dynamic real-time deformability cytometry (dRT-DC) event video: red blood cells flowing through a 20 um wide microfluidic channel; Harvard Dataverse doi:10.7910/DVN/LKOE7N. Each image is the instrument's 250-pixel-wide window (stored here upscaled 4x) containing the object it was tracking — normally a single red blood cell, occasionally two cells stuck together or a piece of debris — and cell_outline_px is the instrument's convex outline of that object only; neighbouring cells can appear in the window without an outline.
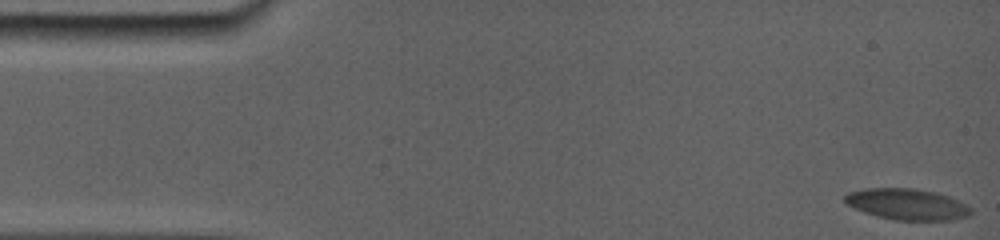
{"species": "common noctule bat (a hibernating species)", "species_latin": "Nyctalus noctula", "temperature_condition": "room temperature", "stored_images_in_passage": 31, "camera_frame_rate_fps": 5000, "um_per_image_px": 0.085, "animal": {"sex": "female", "body_mass_g": 19.0, "forearm_length_mm": 56.7}, "frame": {"image": 1, "passage_image": 1, "time_ms": 0.0, "image_size_px": [1000, 240], "cell_outline_px": [[972, 212], [968, 216], [948, 220], [892, 220], [876, 216], [864, 212], [844, 204], [844, 196], [848, 192], [872, 188], [908, 188], [932, 192], [948, 196], [968, 204], [972, 208]], "centroid_in_image_um": [77.09, 17.37], "position_along_channel_um": 7.9, "area_um2": 22.83}}
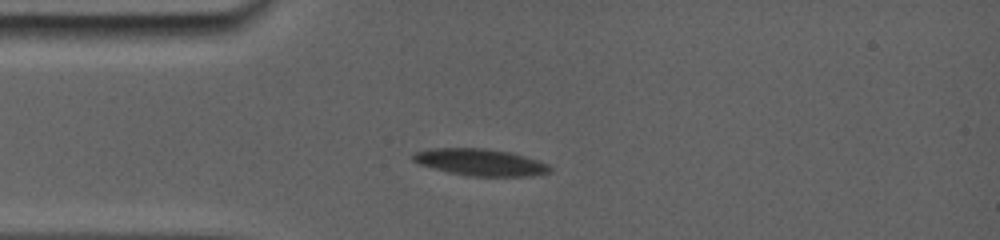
{"frame": {"image": 2, "passage_image": 23, "time_ms": 4.0, "image_size_px": [1000, 240], "cell_outline_px": [[552, 168], [548, 172], [528, 176], [472, 176], [452, 172], [420, 164], [412, 160], [412, 156], [416, 152], [440, 148], [476, 148], [504, 152], [536, 160], [548, 164]], "centroid_in_image_um": [40.82, 13.8], "position_along_channel_um": 44.2, "area_um2": 20.4}}
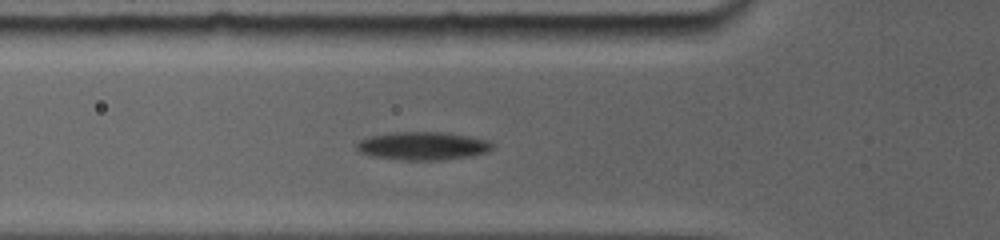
{"frame": {"image": 3, "passage_image": 31, "time_ms": 5.6, "image_size_px": [1000, 240], "cell_outline_px": [[492, 148], [488, 152], [468, 156], [436, 160], [404, 160], [376, 156], [360, 152], [356, 148], [356, 144], [360, 140], [372, 136], [408, 132], [436, 132], [464, 136], [484, 140], [492, 144]], "centroid_in_image_um": [35.91, 12.42], "position_along_channel_um": 89.9, "area_um2": 21.33}}